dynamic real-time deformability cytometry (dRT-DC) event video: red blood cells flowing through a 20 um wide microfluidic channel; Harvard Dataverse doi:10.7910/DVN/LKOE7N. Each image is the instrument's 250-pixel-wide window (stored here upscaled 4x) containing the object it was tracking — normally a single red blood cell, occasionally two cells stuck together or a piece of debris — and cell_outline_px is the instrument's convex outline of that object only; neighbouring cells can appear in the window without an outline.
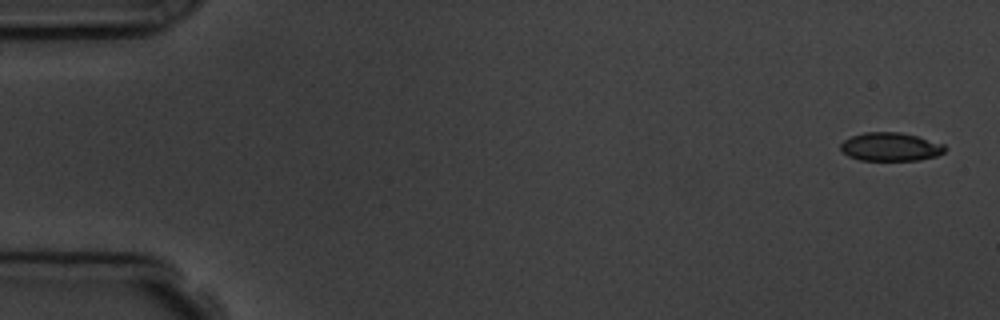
{"species": "common noctule bat (a hibernating species)", "species_latin": "Nyctalus noctula", "temperature_condition": "room temperature", "stored_images_in_passage": 5, "camera_frame_rate_fps": 3000, "um_per_image_px": 0.085, "animal": {"sex": "male", "body_mass_g": 19.5, "forearm_length_mm": 54.6}, "frame": {"image": 1, "passage_image": 1, "time_ms": 0.0, "image_size_px": [1000, 320], "cell_outline_px": [[948, 148], [944, 152], [936, 156], [920, 160], [860, 160], [848, 156], [840, 152], [840, 144], [844, 140], [852, 136], [864, 132], [900, 132], [916, 136], [944, 144]], "centroid_in_image_um": [75.68, 12.48], "position_along_channel_um": 9.3, "area_um2": 17.4}}
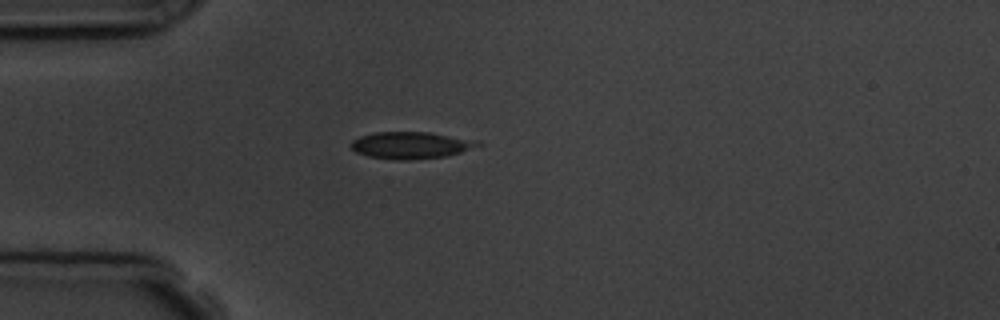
{"frame": {"image": 2, "passage_image": 4, "time_ms": 4.333, "image_size_px": [1000, 320], "cell_outline_px": [[484, 144], [460, 152], [444, 156], [408, 160], [396, 160], [368, 156], [356, 152], [348, 144], [352, 140], [360, 136], [376, 132], [428, 132], [476, 140]], "centroid_in_image_um": [34.88, 12.34], "position_along_channel_um": 50.1, "area_um2": 19.77}}